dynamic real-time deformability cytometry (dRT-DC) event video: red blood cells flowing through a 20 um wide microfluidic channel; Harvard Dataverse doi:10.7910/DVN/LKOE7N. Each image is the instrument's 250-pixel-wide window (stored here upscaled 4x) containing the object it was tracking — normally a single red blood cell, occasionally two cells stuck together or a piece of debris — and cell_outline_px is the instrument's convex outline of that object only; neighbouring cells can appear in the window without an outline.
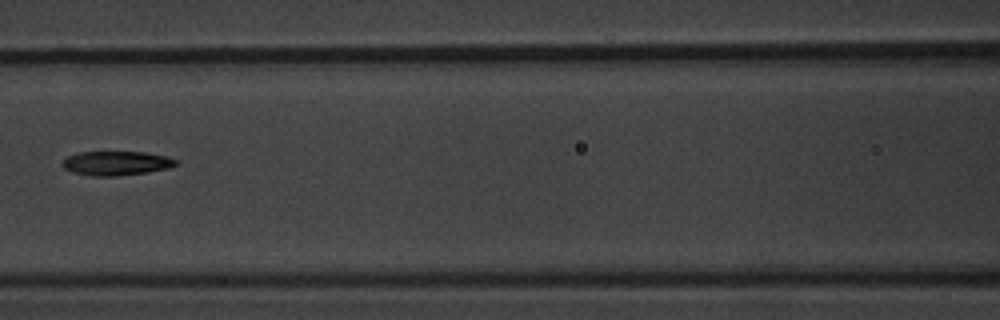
{"species": "common noctule bat (a hibernating species)", "species_latin": "Nyctalus noctula", "temperature_condition": "warm", "stored_images_in_passage": 5, "camera_frame_rate_fps": 3000, "um_per_image_px": 0.085, "animal": {"sex": "male", "body_mass_g": 20.1, "forearm_length_mm": 53.5}, "frame": {"image": 1, "passage_image": 5, "time_ms": 4.667, "image_size_px": [1000, 320], "cell_outline_px": [[180, 164], [168, 168], [148, 172], [116, 176], [92, 176], [72, 172], [64, 168], [60, 164], [68, 156], [80, 152], [144, 152], [168, 156], [180, 160]], "centroid_in_image_um": [9.94, 13.87], "position_along_channel_um": 156.7, "area_um2": 16.18}}